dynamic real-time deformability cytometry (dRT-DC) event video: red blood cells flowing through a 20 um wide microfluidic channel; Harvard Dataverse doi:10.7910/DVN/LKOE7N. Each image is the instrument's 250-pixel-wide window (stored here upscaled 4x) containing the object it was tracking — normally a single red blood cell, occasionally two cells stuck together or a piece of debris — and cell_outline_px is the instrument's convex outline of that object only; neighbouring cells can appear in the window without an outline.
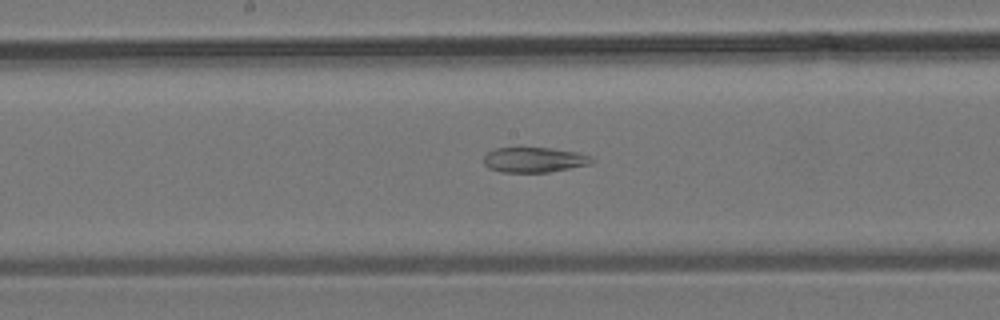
{"species": "common noctule bat (a hibernating species)", "species_latin": "Nyctalus noctula", "temperature_condition": "room temperature", "stored_images_in_passage": 34, "camera_frame_rate_fps": 3000, "um_per_image_px": 0.085, "animal": {"sex": "male", "body_mass_g": 19.2, "forearm_length_mm": 51.8}, "frame": {"image": 1, "passage_image": 17, "time_ms": 5.333, "image_size_px": [1000, 320], "cell_outline_px": [[596, 160], [592, 164], [548, 172], [500, 172], [488, 168], [484, 164], [484, 156], [488, 152], [496, 148], [552, 148], [576, 152], [592, 156]], "centroid_in_image_um": [45.44, 13.59], "position_along_channel_um": 202.8, "area_um2": 15.9}}
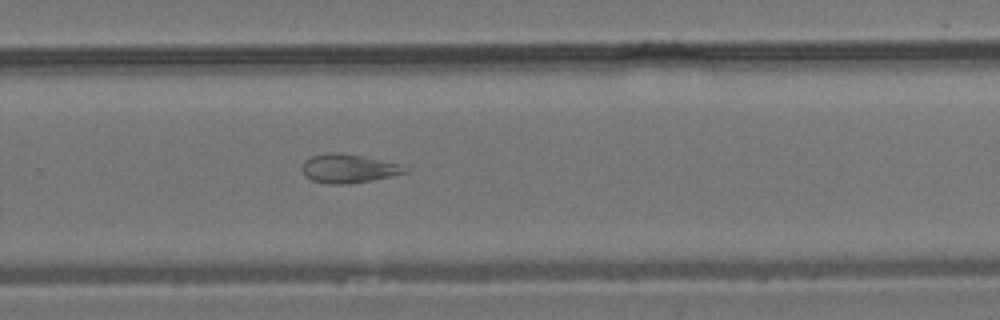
{"frame": {"image": 2, "passage_image": 23, "time_ms": 7.333, "image_size_px": [1000, 320], "cell_outline_px": [[412, 168], [408, 172], [392, 176], [372, 180], [348, 184], [328, 184], [312, 180], [304, 176], [304, 160], [312, 156], [328, 152], [340, 152], [364, 156], [404, 164]], "centroid_in_image_um": [29.71, 14.31], "position_along_channel_um": 300.1, "area_um2": 17.57}}
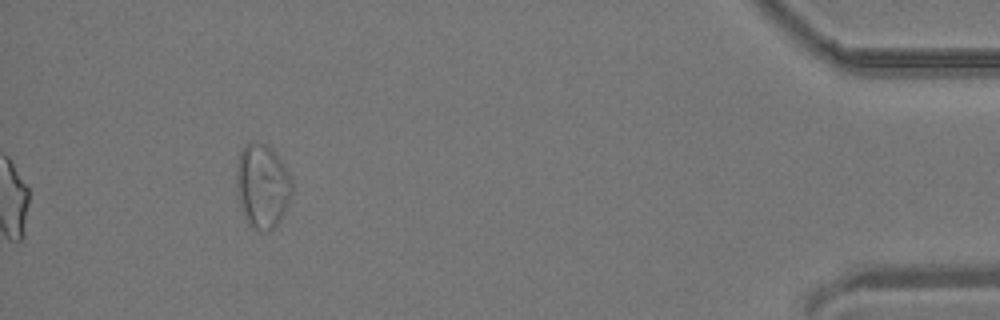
{"frame": {"image": 3, "passage_image": 34, "time_ms": 11.0, "image_size_px": [1000, 320], "cell_outline_px": [[292, 192], [288, 204], [276, 228], [268, 232], [260, 232], [252, 228], [248, 224], [244, 216], [240, 204], [236, 184], [236, 172], [240, 152], [244, 144], [252, 140], [256, 140], [268, 144], [276, 152], [288, 172], [292, 180]], "centroid_in_image_um": [22.3, 15.8], "position_along_channel_um": 412.9, "area_um2": 27.8}}